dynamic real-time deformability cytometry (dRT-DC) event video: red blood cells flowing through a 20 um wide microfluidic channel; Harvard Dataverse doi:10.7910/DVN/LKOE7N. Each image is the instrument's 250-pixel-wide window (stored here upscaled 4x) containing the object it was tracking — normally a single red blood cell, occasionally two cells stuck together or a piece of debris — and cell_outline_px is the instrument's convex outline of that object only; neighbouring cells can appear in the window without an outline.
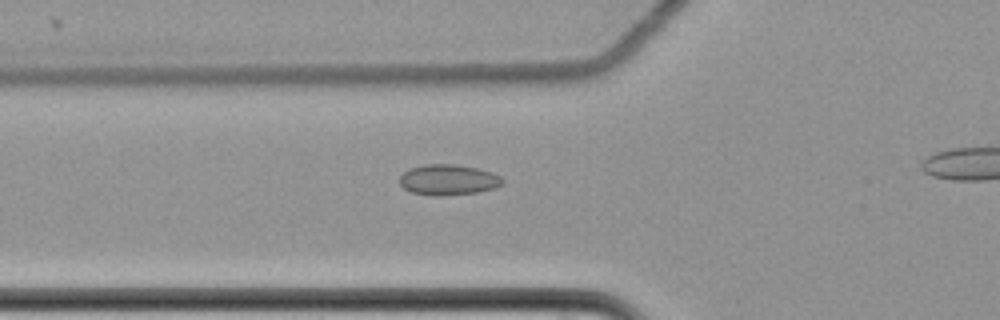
{"species": "common noctule bat (a hibernating species)", "species_latin": "Nyctalus noctula", "temperature_condition": "cold", "stored_images_in_passage": 46, "camera_frame_rate_fps": 3000, "um_per_image_px": 0.085, "animal": {"sex": "female", "body_mass_g": 22.7, "forearm_length_mm": 54.2}, "frame": {"image": 1, "passage_image": 16, "time_ms": 5.0, "image_size_px": [1000, 320], "cell_outline_px": [[504, 180], [496, 188], [476, 192], [432, 196], [412, 192], [404, 188], [400, 184], [400, 176], [404, 172], [412, 168], [424, 164], [456, 164], [476, 168], [492, 172], [500, 176]], "centroid_in_image_um": [38.1, 15.27], "position_along_channel_um": 87.7, "area_um2": 18.15}}
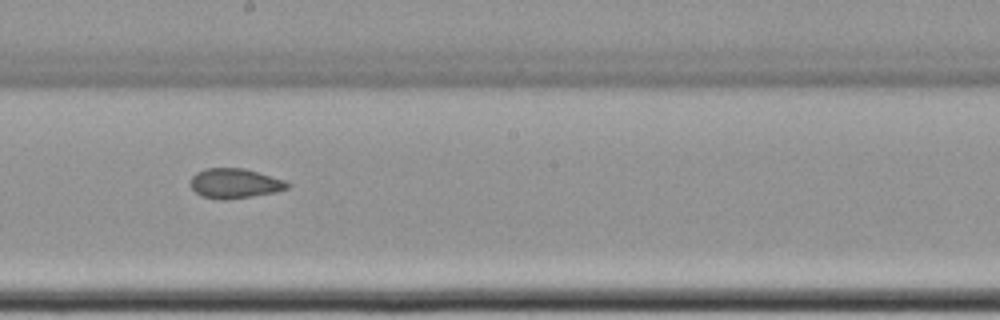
{"frame": {"image": 2, "passage_image": 28, "time_ms": 9.0, "image_size_px": [1000, 320], "cell_outline_px": [[292, 184], [288, 188], [276, 192], [252, 196], [224, 200], [220, 200], [200, 196], [192, 188], [192, 176], [196, 172], [204, 168], [244, 168], [284, 180]], "centroid_in_image_um": [19.96, 15.59], "position_along_channel_um": 228.2, "area_um2": 16.82}}
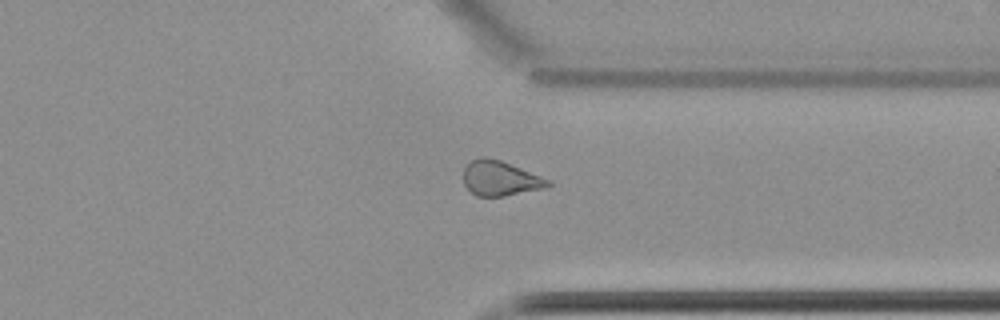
{"frame": {"image": 3, "passage_image": 40, "time_ms": 13.0, "image_size_px": [1000, 320], "cell_outline_px": [[552, 184], [544, 188], [504, 196], [476, 196], [464, 184], [464, 168], [472, 160], [480, 156], [484, 156], [500, 160], [552, 180]], "centroid_in_image_um": [42.53, 15.15], "position_along_channel_um": 368.9, "area_um2": 17.11}}